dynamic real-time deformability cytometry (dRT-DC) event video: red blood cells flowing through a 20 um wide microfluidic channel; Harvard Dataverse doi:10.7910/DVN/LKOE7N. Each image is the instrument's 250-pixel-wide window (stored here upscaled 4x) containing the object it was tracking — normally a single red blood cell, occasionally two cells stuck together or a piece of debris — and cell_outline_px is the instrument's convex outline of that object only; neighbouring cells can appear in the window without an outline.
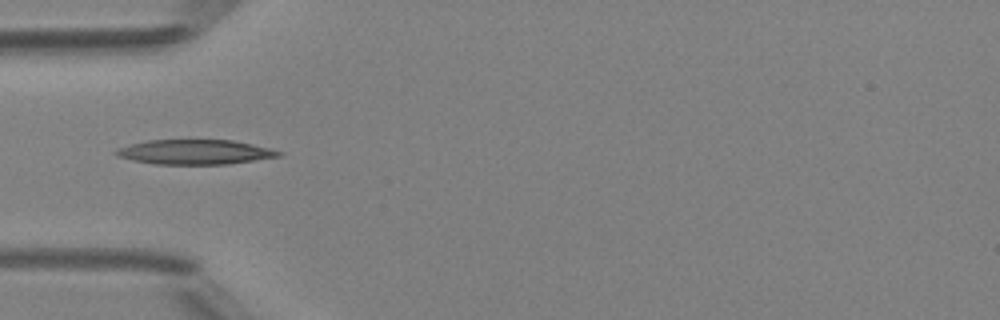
{"species": "Egyptian fruit bat (a non-hibernating species)", "species_latin": "Rousettus aegyptiacus", "temperature_condition": "room temperature", "stored_images_in_passage": 14, "camera_frame_rate_fps": 3000, "um_per_image_px": 0.085, "animal": {"sex": "female"}, "frame": {"image": 1, "passage_image": 3, "time_ms": 0.667, "image_size_px": [1000, 320], "cell_outline_px": [[284, 152], [280, 156], [228, 164], [156, 164], [132, 160], [116, 156], [112, 152], [116, 148], [148, 140], [232, 140], [252, 144]], "centroid_in_image_um": [16.53, 12.92], "position_along_channel_um": 68.5, "area_um2": 23.35}}